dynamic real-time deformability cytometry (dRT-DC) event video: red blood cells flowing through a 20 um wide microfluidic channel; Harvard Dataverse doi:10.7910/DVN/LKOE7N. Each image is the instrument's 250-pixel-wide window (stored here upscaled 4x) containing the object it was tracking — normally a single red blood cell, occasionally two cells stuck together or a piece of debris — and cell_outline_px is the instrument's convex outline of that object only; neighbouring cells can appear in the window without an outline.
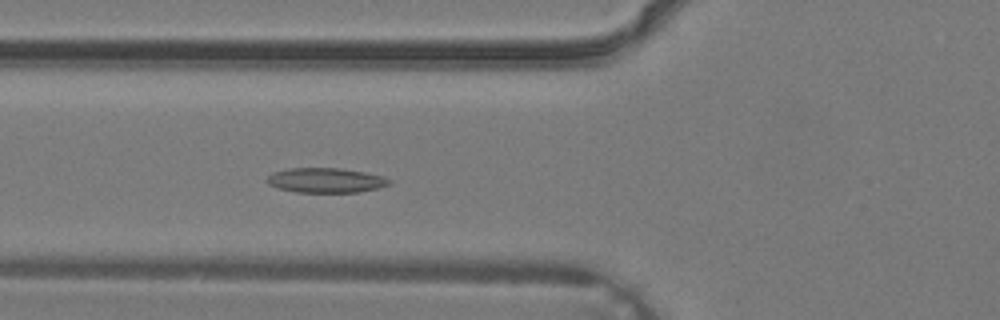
{"species": "common noctule bat (a hibernating species)", "species_latin": "Nyctalus noctula", "temperature_condition": "warm", "stored_images_in_passage": 35, "camera_frame_rate_fps": 3000, "um_per_image_px": 0.085, "animal": {"sex": "male", "body_mass_g": 19.2, "forearm_length_mm": 51.8}, "frame": {"image": 1, "passage_image": 12, "time_ms": 3.667, "image_size_px": [1000, 320], "cell_outline_px": [[392, 180], [388, 184], [380, 188], [356, 192], [296, 192], [276, 188], [268, 184], [264, 180], [272, 172], [288, 168], [340, 168], [364, 172], [384, 176]], "centroid_in_image_um": [27.65, 15.32], "position_along_channel_um": 98.1, "area_um2": 17.8}}
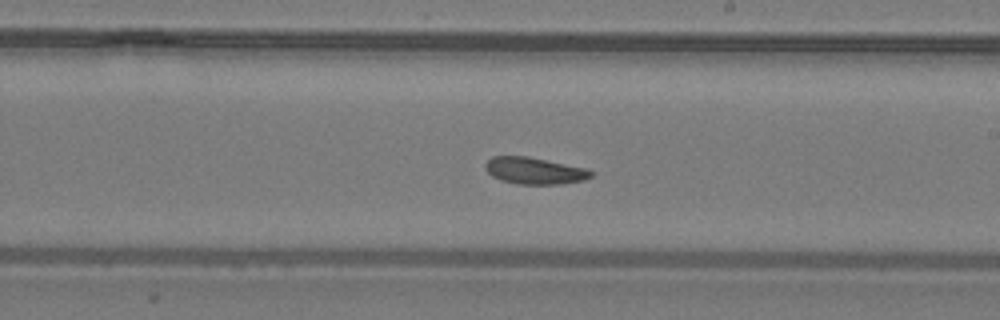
{"frame": {"image": 2, "passage_image": 20, "time_ms": 6.333, "image_size_px": [1000, 320], "cell_outline_px": [[592, 176], [584, 180], [560, 184], [520, 184], [504, 180], [492, 176], [484, 168], [484, 164], [492, 156], [528, 156], [584, 168], [592, 172]], "centroid_in_image_um": [45.4, 14.5], "position_along_channel_um": 243.6, "area_um2": 16.24}}
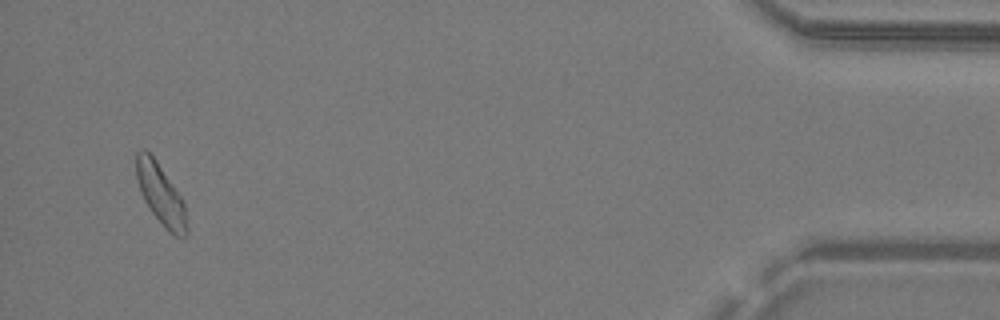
{"frame": {"image": 3, "passage_image": 34, "time_ms": 11.0, "image_size_px": [1000, 320], "cell_outline_px": [[188, 236], [176, 236], [168, 232], [164, 228], [152, 212], [144, 200], [136, 180], [136, 152], [140, 148], [144, 148], [156, 160], [180, 196], [184, 204], [188, 228]], "centroid_in_image_um": [13.65, 16.53], "position_along_channel_um": 421.6, "area_um2": 17.74}}